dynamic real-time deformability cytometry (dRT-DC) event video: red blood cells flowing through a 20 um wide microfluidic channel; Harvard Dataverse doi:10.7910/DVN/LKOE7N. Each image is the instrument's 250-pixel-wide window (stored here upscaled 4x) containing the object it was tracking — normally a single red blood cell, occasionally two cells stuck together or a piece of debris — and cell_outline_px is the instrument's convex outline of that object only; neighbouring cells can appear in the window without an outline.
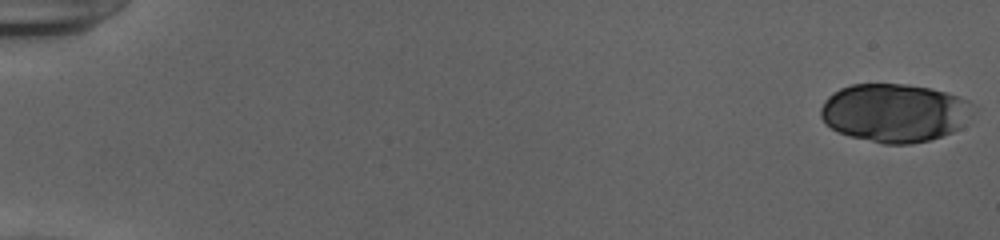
{"species": "human", "species_latin": "Homo sapiens", "temperature_condition": "cold", "stored_images_in_passage": 53, "camera_frame_rate_fps": 3000, "um_per_image_px": 0.085, "donor": {"sex": "female"}, "frame": {"image": 1, "passage_image": 1, "time_ms": 0.0, "image_size_px": [1000, 240], "cell_outline_px": [[976, 108], [968, 124], [952, 132], [928, 140], [912, 144], [884, 144], [848, 136], [824, 124], [820, 116], [820, 108], [824, 100], [832, 92], [840, 88], [852, 84], [904, 84], [932, 88], [960, 96], [968, 100]], "centroid_in_image_um": [76.07, 9.58], "position_along_channel_um": 8.9, "area_um2": 52.6}}
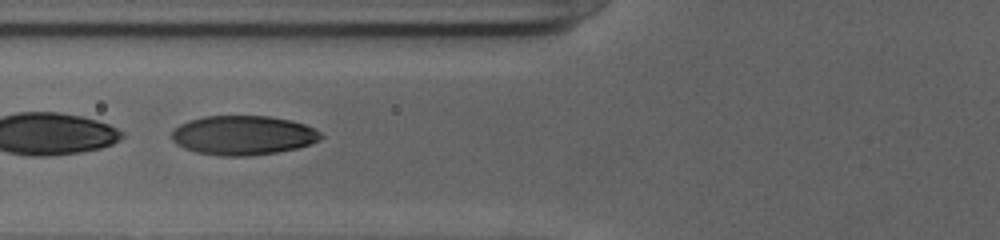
{"frame": {"image": 2, "passage_image": 23, "time_ms": 7.333, "image_size_px": [1000, 240], "cell_outline_px": [[324, 136], [320, 140], [312, 144], [296, 148], [276, 152], [248, 156], [220, 156], [196, 152], [184, 148], [176, 144], [172, 140], [172, 132], [180, 124], [188, 120], [204, 116], [268, 116], [292, 120], [304, 124], [320, 132]], "centroid_in_image_um": [20.66, 11.5], "position_along_channel_um": 105.1, "area_um2": 34.28}}
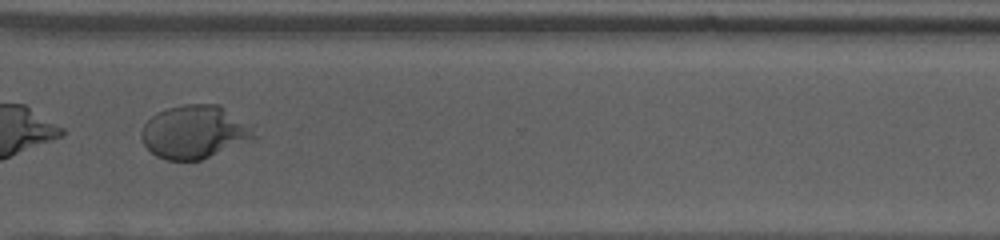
{"frame": {"image": 3, "passage_image": 42, "time_ms": 13.667, "image_size_px": [1000, 240], "cell_outline_px": [[256, 136], [252, 140], [200, 160], [164, 160], [156, 156], [144, 144], [140, 136], [140, 132], [144, 124], [156, 112], [168, 108], [184, 104], [220, 104], [252, 124]], "centroid_in_image_um": [16.56, 11.2], "position_along_channel_um": 354.0, "area_um2": 35.26}}